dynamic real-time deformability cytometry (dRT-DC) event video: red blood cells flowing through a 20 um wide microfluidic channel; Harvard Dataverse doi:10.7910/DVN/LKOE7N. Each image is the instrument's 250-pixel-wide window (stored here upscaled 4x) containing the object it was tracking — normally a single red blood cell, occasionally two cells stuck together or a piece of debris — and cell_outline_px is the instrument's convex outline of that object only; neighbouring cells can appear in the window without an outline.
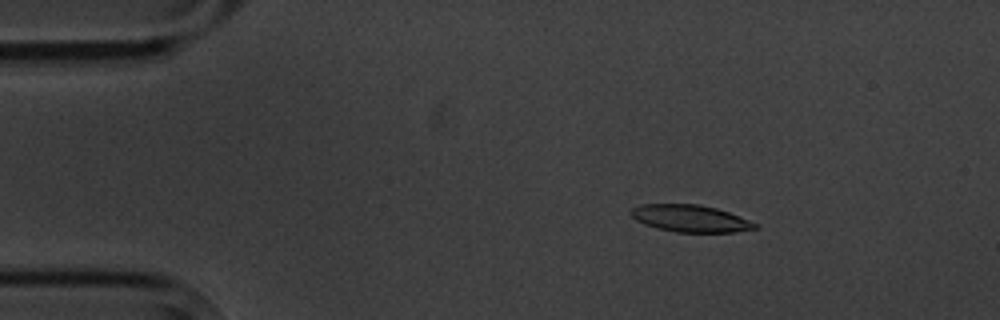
{"species": "common noctule bat (a hibernating species)", "species_latin": "Nyctalus noctula", "temperature_condition": "cold", "stored_images_in_passage": 5, "camera_frame_rate_fps": 3000, "um_per_image_px": 0.085, "animal": {"sex": "male", "body_mass_g": 20.1, "forearm_length_mm": 53.5}, "frame": {"image": 1, "passage_image": 3, "time_ms": 2.333, "image_size_px": [1000, 320], "cell_outline_px": [[756, 228], [736, 232], [676, 232], [656, 228], [644, 224], [636, 220], [628, 212], [632, 208], [640, 204], [696, 204], [716, 208], [728, 212], [748, 220], [756, 224]], "centroid_in_image_um": [58.61, 18.56], "position_along_channel_um": 26.4, "area_um2": 19.42}}
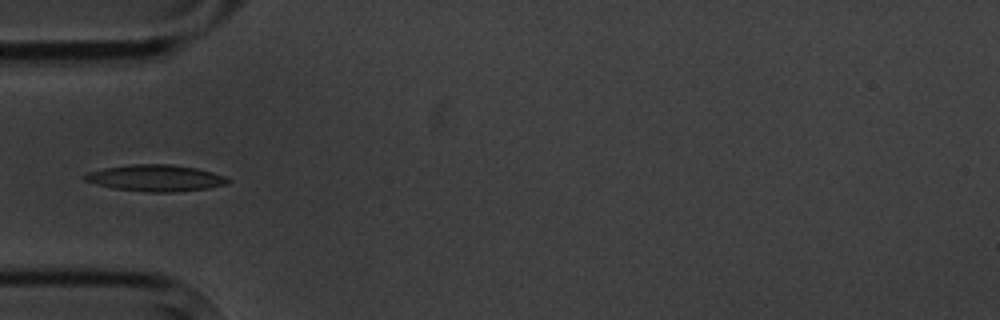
{"frame": {"image": 2, "passage_image": 5, "time_ms": 5.333, "image_size_px": [1000, 320], "cell_outline_px": [[232, 180], [228, 184], [208, 188], [172, 192], [148, 192], [112, 188], [96, 184], [84, 180], [84, 176], [88, 172], [104, 168], [132, 164], [172, 164], [196, 168], [212, 172], [224, 176]], "centroid_in_image_um": [13.24, 15.13], "position_along_channel_um": 71.8, "area_um2": 22.08}}